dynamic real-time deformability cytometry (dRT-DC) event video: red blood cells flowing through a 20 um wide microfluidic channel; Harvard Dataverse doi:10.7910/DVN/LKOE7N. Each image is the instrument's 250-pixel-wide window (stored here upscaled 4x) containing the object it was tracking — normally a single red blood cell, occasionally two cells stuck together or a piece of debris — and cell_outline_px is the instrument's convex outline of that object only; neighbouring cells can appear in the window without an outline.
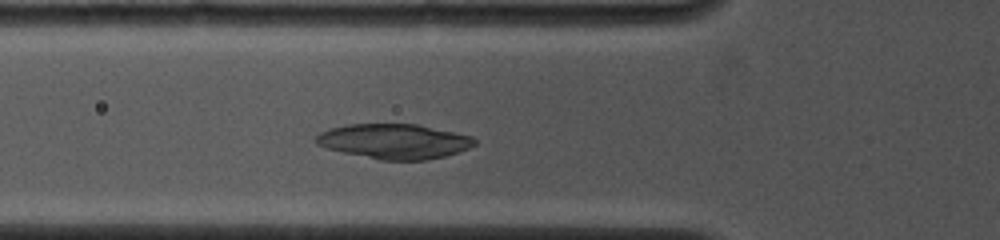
{"species": "common noctule bat (a hibernating species)", "species_latin": "Nyctalus noctula", "temperature_condition": "cold", "stored_images_in_passage": 17, "segment_of_instrument_passage": [1, 2], "camera_frame_rate_fps": 4000, "um_per_image_px": 0.085, "animal": {"sex": "female", "body_mass_g": 19.0, "forearm_length_mm": 53.3}, "frame": {"image": 1, "passage_image": 4, "time_ms": 2.25, "image_size_px": [1000, 240], "cell_outline_px": [[476, 144], [460, 152], [444, 156], [424, 160], [380, 160], [344, 152], [328, 148], [316, 144], [312, 140], [320, 132], [328, 128], [344, 124], [416, 124], [472, 136], [476, 140]], "centroid_in_image_um": [33.48, 12.0], "position_along_channel_um": 92.3, "area_um2": 32.25}}